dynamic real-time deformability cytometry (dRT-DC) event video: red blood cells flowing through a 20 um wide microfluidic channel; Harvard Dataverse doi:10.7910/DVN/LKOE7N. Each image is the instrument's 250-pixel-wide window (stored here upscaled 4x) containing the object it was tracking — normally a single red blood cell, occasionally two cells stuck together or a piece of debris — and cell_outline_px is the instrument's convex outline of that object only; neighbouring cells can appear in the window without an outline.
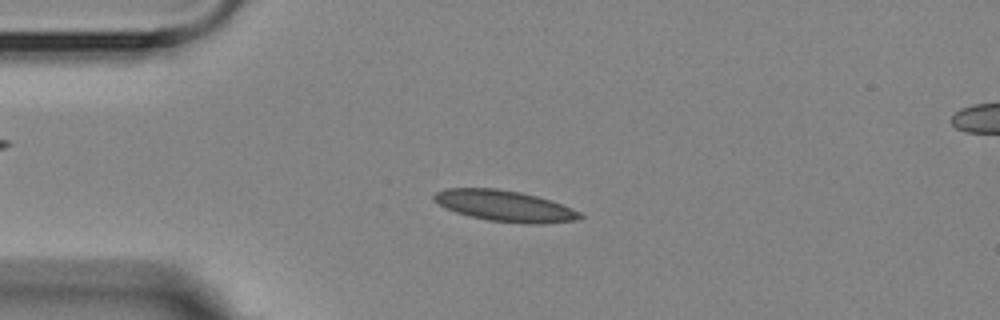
{"species": "Egyptian fruit bat (a non-hibernating species)", "species_latin": "Rousettus aegyptiacus", "temperature_condition": "room temperature", "stored_images_in_passage": 5, "segment_of_instrument_passage": [1, 2], "camera_frame_rate_fps": 3000, "um_per_image_px": 0.085, "animal": {"sex": "female"}, "frame": {"image": 1, "passage_image": 3, "time_ms": 2.333, "image_size_px": [1000, 320], "cell_outline_px": [[584, 216], [576, 220], [544, 224], [524, 224], [488, 220], [456, 212], [444, 208], [432, 200], [432, 196], [436, 192], [444, 188], [496, 188], [520, 192], [536, 196], [572, 208], [580, 212]], "centroid_in_image_um": [42.87, 17.5], "position_along_channel_um": 42.1, "area_um2": 26.41}}